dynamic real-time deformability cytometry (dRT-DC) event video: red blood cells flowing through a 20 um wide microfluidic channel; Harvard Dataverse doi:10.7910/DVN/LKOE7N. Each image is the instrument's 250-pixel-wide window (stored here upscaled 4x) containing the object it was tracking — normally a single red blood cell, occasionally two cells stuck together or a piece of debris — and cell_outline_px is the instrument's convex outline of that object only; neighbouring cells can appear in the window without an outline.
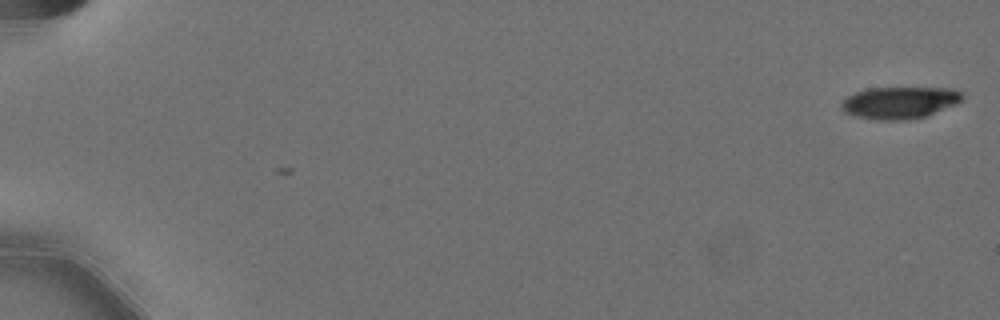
{"species": "Egyptian fruit bat (a non-hibernating species)", "species_latin": "Rousettus aegyptiacus", "temperature_condition": "cold", "stored_images_in_passage": 2, "camera_frame_rate_fps": 3000, "um_per_image_px": 0.085, "animal": {"sex": "female"}, "frame": {"image": 1, "passage_image": 2, "time_ms": 0.333, "image_size_px": [1000, 320], "cell_outline_px": [[964, 96], [956, 104], [924, 116], [904, 120], [876, 120], [852, 116], [844, 112], [840, 108], [840, 104], [848, 96], [856, 92], [868, 88], [952, 88], [960, 92]], "centroid_in_image_um": [76.41, 8.73], "position_along_channel_um": 8.6, "area_um2": 22.43}}